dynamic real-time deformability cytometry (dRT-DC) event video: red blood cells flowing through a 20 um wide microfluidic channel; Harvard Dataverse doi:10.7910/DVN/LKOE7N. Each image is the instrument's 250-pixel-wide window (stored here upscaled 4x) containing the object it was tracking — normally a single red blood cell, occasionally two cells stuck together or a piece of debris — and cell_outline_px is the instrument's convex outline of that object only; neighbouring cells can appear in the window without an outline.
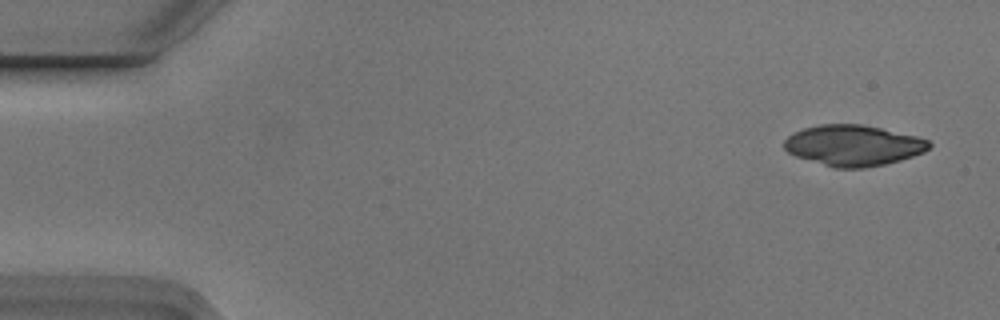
{"species": "Egyptian fruit bat (a non-hibernating species)", "species_latin": "Rousettus aegyptiacus", "temperature_condition": "cold", "stored_images_in_passage": 6, "camera_frame_rate_fps": 3000, "um_per_image_px": 0.085, "animal": {"sex": "male"}, "frame": {"image": 1, "passage_image": 1, "time_ms": 0.0, "image_size_px": [1000, 320], "cell_outline_px": [[932, 144], [924, 152], [900, 160], [884, 164], [864, 168], [832, 168], [796, 156], [788, 152], [784, 148], [784, 140], [788, 136], [804, 128], [820, 124], [860, 124], [880, 128], [916, 136], [928, 140]], "centroid_in_image_um": [72.51, 12.37], "position_along_channel_um": 12.5, "area_um2": 34.28}}